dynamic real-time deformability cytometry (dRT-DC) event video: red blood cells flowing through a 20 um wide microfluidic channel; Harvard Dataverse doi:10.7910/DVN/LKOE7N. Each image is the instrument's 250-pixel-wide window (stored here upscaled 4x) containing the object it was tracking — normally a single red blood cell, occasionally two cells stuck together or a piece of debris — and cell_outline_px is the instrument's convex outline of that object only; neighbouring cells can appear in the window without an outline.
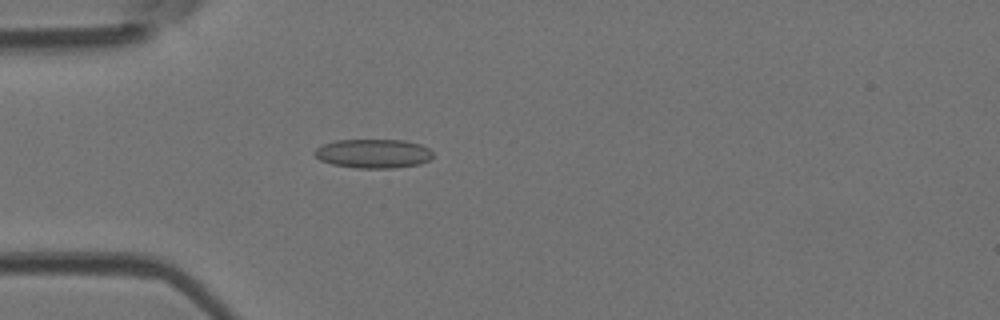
{"species": "Egyptian fruit bat (a non-hibernating species)", "species_latin": "Rousettus aegyptiacus", "temperature_condition": "room temperature", "stored_images_in_passage": 4, "camera_frame_rate_fps": 3000, "um_per_image_px": 0.085, "animal": {"sex": "female"}, "frame": {"image": 1, "passage_image": 4, "time_ms": 1.0, "image_size_px": [1000, 320], "cell_outline_px": [[432, 156], [428, 160], [420, 164], [392, 168], [356, 168], [332, 164], [320, 160], [312, 152], [316, 148], [324, 144], [336, 140], [404, 140], [420, 144], [428, 148], [432, 152]], "centroid_in_image_um": [31.71, 13.05], "position_along_channel_um": 53.3, "area_um2": 20.0}}